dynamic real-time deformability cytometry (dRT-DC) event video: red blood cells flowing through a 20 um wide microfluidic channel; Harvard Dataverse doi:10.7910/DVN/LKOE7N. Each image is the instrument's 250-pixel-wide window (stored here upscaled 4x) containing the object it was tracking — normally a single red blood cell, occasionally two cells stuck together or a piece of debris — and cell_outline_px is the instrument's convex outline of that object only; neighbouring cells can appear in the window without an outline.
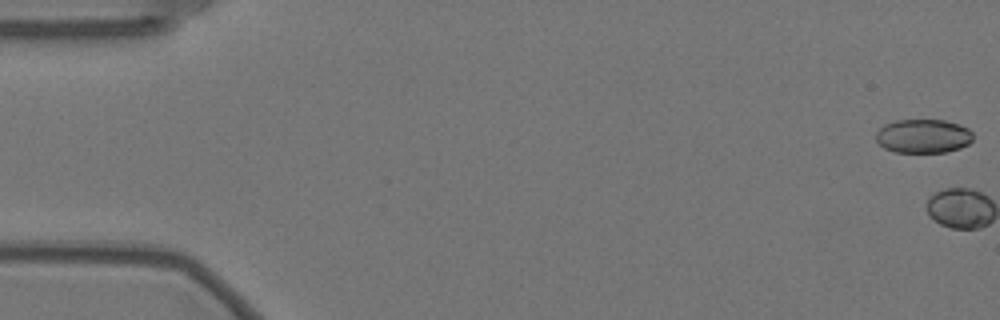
{"species": "Egyptian fruit bat (a non-hibernating species)", "species_latin": "Rousettus aegyptiacus", "temperature_condition": "warm", "stored_images_in_passage": 2, "camera_frame_rate_fps": 3000, "um_per_image_px": 0.085, "animal": {"sex": "female"}, "frame": {"image": 1, "passage_image": 1, "time_ms": 0.0, "image_size_px": [1000, 320], "cell_outline_px": [[972, 140], [968, 144], [960, 148], [944, 152], [896, 152], [884, 148], [876, 140], [876, 132], [884, 124], [896, 120], [944, 120], [960, 124], [968, 128], [972, 132]], "centroid_in_image_um": [78.47, 11.56], "position_along_channel_um": 6.5, "area_um2": 19.19}}